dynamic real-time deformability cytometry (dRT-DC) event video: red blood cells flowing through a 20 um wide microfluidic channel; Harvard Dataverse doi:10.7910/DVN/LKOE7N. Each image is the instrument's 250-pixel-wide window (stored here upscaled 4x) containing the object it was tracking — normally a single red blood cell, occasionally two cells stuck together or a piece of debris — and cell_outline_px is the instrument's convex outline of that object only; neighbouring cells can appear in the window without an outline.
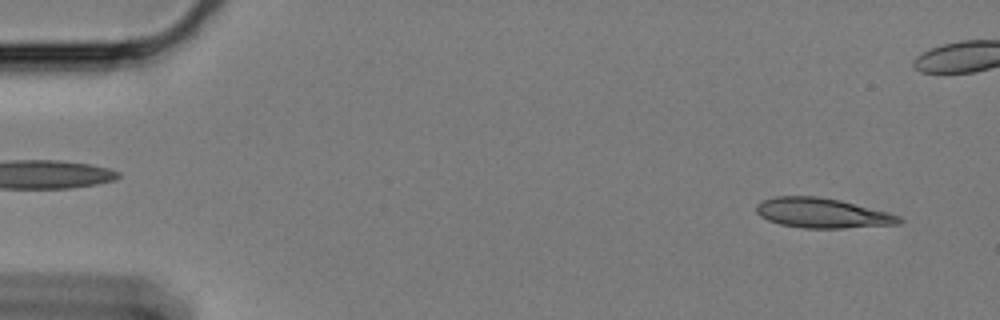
{"species": "Egyptian fruit bat (a non-hibernating species)", "species_latin": "Rousettus aegyptiacus", "temperature_condition": "cold", "stored_images_in_passage": 59, "camera_frame_rate_fps": 3000, "um_per_image_px": 0.085, "animal": {"sex": "female"}, "frame": {"image": 1, "passage_image": 3, "time_ms": 0.667, "image_size_px": [1000, 320], "cell_outline_px": [[904, 220], [900, 224], [844, 228], [804, 228], [780, 224], [768, 220], [760, 216], [756, 212], [756, 204], [764, 200], [776, 196], [816, 196], [840, 200], [888, 212], [900, 216]], "centroid_in_image_um": [69.9, 18.11], "position_along_channel_um": 15.1, "area_um2": 24.85}}
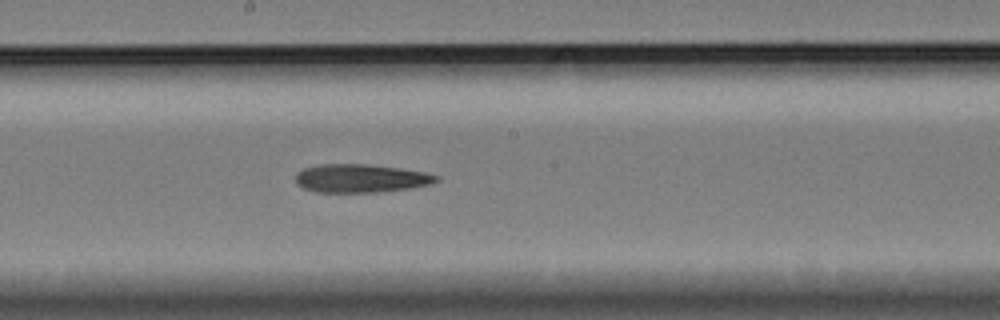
{"frame": {"image": 2, "passage_image": 31, "time_ms": 10.0, "image_size_px": [1000, 320], "cell_outline_px": [[440, 180], [432, 184], [412, 188], [380, 192], [316, 192], [304, 188], [296, 184], [296, 172], [304, 168], [320, 164], [368, 164], [400, 168], [424, 172], [440, 176]], "centroid_in_image_um": [30.69, 15.16], "position_along_channel_um": 217.5, "area_um2": 23.47}}
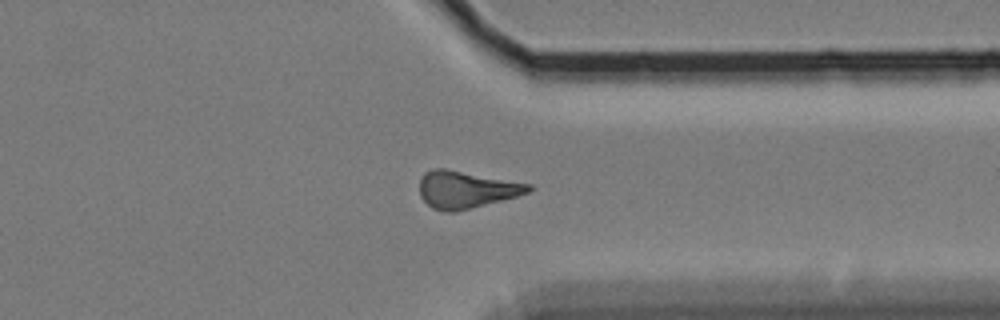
{"frame": {"image": 3, "passage_image": 45, "time_ms": 14.667, "image_size_px": [1000, 320], "cell_outline_px": [[532, 188], [528, 192], [516, 196], [456, 212], [444, 212], [432, 208], [420, 196], [420, 180], [424, 172], [432, 168], [444, 168], [532, 184]], "centroid_in_image_um": [39.58, 16.11], "position_along_channel_um": 371.8, "area_um2": 23.47}, "authors_computed_cell_mechanics": {"area_um2": 23.2934, "velocity_mm_per_s": 3.3325, "shape_relaxation_time_tau1_ms": 11.0771, "shape_relaxation_time_tau2_ms": 5.0964, "deformation_change_tau1": 0.2091, "deformation_change_tau2": 0.159}}